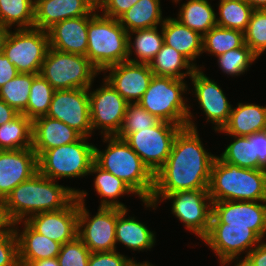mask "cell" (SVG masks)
<instances>
[{"instance_id":"cell-1","label":"cell","mask_w":266,"mask_h":266,"mask_svg":"<svg viewBox=\"0 0 266 266\" xmlns=\"http://www.w3.org/2000/svg\"><path fill=\"white\" fill-rule=\"evenodd\" d=\"M216 157L204 149L197 129L182 127L165 164L154 174L153 194L208 189Z\"/></svg>"},{"instance_id":"cell-2","label":"cell","mask_w":266,"mask_h":266,"mask_svg":"<svg viewBox=\"0 0 266 266\" xmlns=\"http://www.w3.org/2000/svg\"><path fill=\"white\" fill-rule=\"evenodd\" d=\"M56 181L35 173L16 186L5 198L7 210L16 223L31 215L66 208L75 198L77 190L62 186Z\"/></svg>"},{"instance_id":"cell-3","label":"cell","mask_w":266,"mask_h":266,"mask_svg":"<svg viewBox=\"0 0 266 266\" xmlns=\"http://www.w3.org/2000/svg\"><path fill=\"white\" fill-rule=\"evenodd\" d=\"M107 149L95 146L94 162L103 170L122 179L141 201L150 200L154 190V174L142 162L139 155L118 136H104Z\"/></svg>"},{"instance_id":"cell-4","label":"cell","mask_w":266,"mask_h":266,"mask_svg":"<svg viewBox=\"0 0 266 266\" xmlns=\"http://www.w3.org/2000/svg\"><path fill=\"white\" fill-rule=\"evenodd\" d=\"M208 191L212 201H266V170L242 168L216 157Z\"/></svg>"},{"instance_id":"cell-5","label":"cell","mask_w":266,"mask_h":266,"mask_svg":"<svg viewBox=\"0 0 266 266\" xmlns=\"http://www.w3.org/2000/svg\"><path fill=\"white\" fill-rule=\"evenodd\" d=\"M98 12V9L95 10L88 22L86 57L101 73L128 60V32L119 20L99 15Z\"/></svg>"},{"instance_id":"cell-6","label":"cell","mask_w":266,"mask_h":266,"mask_svg":"<svg viewBox=\"0 0 266 266\" xmlns=\"http://www.w3.org/2000/svg\"><path fill=\"white\" fill-rule=\"evenodd\" d=\"M187 90L184 80L154 75L138 103L161 121L197 129L190 106L182 97Z\"/></svg>"},{"instance_id":"cell-7","label":"cell","mask_w":266,"mask_h":266,"mask_svg":"<svg viewBox=\"0 0 266 266\" xmlns=\"http://www.w3.org/2000/svg\"><path fill=\"white\" fill-rule=\"evenodd\" d=\"M95 145L87 137L44 151L38 158V172L56 181L58 178L84 177L94 163Z\"/></svg>"},{"instance_id":"cell-8","label":"cell","mask_w":266,"mask_h":266,"mask_svg":"<svg viewBox=\"0 0 266 266\" xmlns=\"http://www.w3.org/2000/svg\"><path fill=\"white\" fill-rule=\"evenodd\" d=\"M100 72L83 55L48 48L40 74L55 90L89 89Z\"/></svg>"},{"instance_id":"cell-9","label":"cell","mask_w":266,"mask_h":266,"mask_svg":"<svg viewBox=\"0 0 266 266\" xmlns=\"http://www.w3.org/2000/svg\"><path fill=\"white\" fill-rule=\"evenodd\" d=\"M172 200V213L202 240L210 229L212 199L208 189L178 191L169 194H152L150 200L143 201L146 207L156 208L162 200ZM158 202V203H157Z\"/></svg>"},{"instance_id":"cell-10","label":"cell","mask_w":266,"mask_h":266,"mask_svg":"<svg viewBox=\"0 0 266 266\" xmlns=\"http://www.w3.org/2000/svg\"><path fill=\"white\" fill-rule=\"evenodd\" d=\"M49 48V35L45 30H7L2 42V53L15 65L19 73L40 74Z\"/></svg>"},{"instance_id":"cell-11","label":"cell","mask_w":266,"mask_h":266,"mask_svg":"<svg viewBox=\"0 0 266 266\" xmlns=\"http://www.w3.org/2000/svg\"><path fill=\"white\" fill-rule=\"evenodd\" d=\"M86 196V191L77 190V237L89 248L91 253L116 250L117 207H99L96 215L90 217L84 204Z\"/></svg>"},{"instance_id":"cell-12","label":"cell","mask_w":266,"mask_h":266,"mask_svg":"<svg viewBox=\"0 0 266 266\" xmlns=\"http://www.w3.org/2000/svg\"><path fill=\"white\" fill-rule=\"evenodd\" d=\"M182 126L161 121L158 125L130 133L124 140L155 174L166 162L174 138Z\"/></svg>"},{"instance_id":"cell-13","label":"cell","mask_w":266,"mask_h":266,"mask_svg":"<svg viewBox=\"0 0 266 266\" xmlns=\"http://www.w3.org/2000/svg\"><path fill=\"white\" fill-rule=\"evenodd\" d=\"M46 116L60 120L82 137L90 138L93 129L90 119L89 89L55 90Z\"/></svg>"},{"instance_id":"cell-14","label":"cell","mask_w":266,"mask_h":266,"mask_svg":"<svg viewBox=\"0 0 266 266\" xmlns=\"http://www.w3.org/2000/svg\"><path fill=\"white\" fill-rule=\"evenodd\" d=\"M90 89V119L93 131L101 128V135H117L129 103L105 79L100 88L94 91Z\"/></svg>"},{"instance_id":"cell-15","label":"cell","mask_w":266,"mask_h":266,"mask_svg":"<svg viewBox=\"0 0 266 266\" xmlns=\"http://www.w3.org/2000/svg\"><path fill=\"white\" fill-rule=\"evenodd\" d=\"M202 241L214 251L223 266H228L234 260L238 261L241 252H246L244 257H247L262 240L248 227L210 223L208 234Z\"/></svg>"},{"instance_id":"cell-16","label":"cell","mask_w":266,"mask_h":266,"mask_svg":"<svg viewBox=\"0 0 266 266\" xmlns=\"http://www.w3.org/2000/svg\"><path fill=\"white\" fill-rule=\"evenodd\" d=\"M211 223L248 227L261 240L266 235V201H212ZM261 202V203H260Z\"/></svg>"},{"instance_id":"cell-17","label":"cell","mask_w":266,"mask_h":266,"mask_svg":"<svg viewBox=\"0 0 266 266\" xmlns=\"http://www.w3.org/2000/svg\"><path fill=\"white\" fill-rule=\"evenodd\" d=\"M26 222L38 233L63 245L77 237L78 199L66 208L31 215Z\"/></svg>"},{"instance_id":"cell-18","label":"cell","mask_w":266,"mask_h":266,"mask_svg":"<svg viewBox=\"0 0 266 266\" xmlns=\"http://www.w3.org/2000/svg\"><path fill=\"white\" fill-rule=\"evenodd\" d=\"M105 80L128 102L137 103L154 76L149 64L124 61L108 67Z\"/></svg>"},{"instance_id":"cell-19","label":"cell","mask_w":266,"mask_h":266,"mask_svg":"<svg viewBox=\"0 0 266 266\" xmlns=\"http://www.w3.org/2000/svg\"><path fill=\"white\" fill-rule=\"evenodd\" d=\"M200 69H196L191 78L195 97L201 110L206 115L207 122L215 125V132L221 130L228 122L232 111V105L227 100L219 85L207 77Z\"/></svg>"},{"instance_id":"cell-20","label":"cell","mask_w":266,"mask_h":266,"mask_svg":"<svg viewBox=\"0 0 266 266\" xmlns=\"http://www.w3.org/2000/svg\"><path fill=\"white\" fill-rule=\"evenodd\" d=\"M38 172L37 155L32 148L0 150V197Z\"/></svg>"},{"instance_id":"cell-21","label":"cell","mask_w":266,"mask_h":266,"mask_svg":"<svg viewBox=\"0 0 266 266\" xmlns=\"http://www.w3.org/2000/svg\"><path fill=\"white\" fill-rule=\"evenodd\" d=\"M90 20L91 15H86L55 23L47 30L49 47L64 53L86 56Z\"/></svg>"},{"instance_id":"cell-22","label":"cell","mask_w":266,"mask_h":266,"mask_svg":"<svg viewBox=\"0 0 266 266\" xmlns=\"http://www.w3.org/2000/svg\"><path fill=\"white\" fill-rule=\"evenodd\" d=\"M95 10L88 0H35L33 28L47 31L57 22L91 15Z\"/></svg>"},{"instance_id":"cell-23","label":"cell","mask_w":266,"mask_h":266,"mask_svg":"<svg viewBox=\"0 0 266 266\" xmlns=\"http://www.w3.org/2000/svg\"><path fill=\"white\" fill-rule=\"evenodd\" d=\"M82 136L60 120L41 116L32 121V149L37 158L46 150L78 141Z\"/></svg>"},{"instance_id":"cell-24","label":"cell","mask_w":266,"mask_h":266,"mask_svg":"<svg viewBox=\"0 0 266 266\" xmlns=\"http://www.w3.org/2000/svg\"><path fill=\"white\" fill-rule=\"evenodd\" d=\"M22 222L24 228L22 232H19L17 227ZM15 226L20 266H28L30 263L42 259L57 258L61 248L60 243L38 233L26 221L16 222Z\"/></svg>"},{"instance_id":"cell-25","label":"cell","mask_w":266,"mask_h":266,"mask_svg":"<svg viewBox=\"0 0 266 266\" xmlns=\"http://www.w3.org/2000/svg\"><path fill=\"white\" fill-rule=\"evenodd\" d=\"M164 44L180 52L196 69V58L202 54V39L198 32L186 27L179 20L167 17L161 25Z\"/></svg>"},{"instance_id":"cell-26","label":"cell","mask_w":266,"mask_h":266,"mask_svg":"<svg viewBox=\"0 0 266 266\" xmlns=\"http://www.w3.org/2000/svg\"><path fill=\"white\" fill-rule=\"evenodd\" d=\"M266 130V106L238 103L221 130L230 136H249Z\"/></svg>"},{"instance_id":"cell-27","label":"cell","mask_w":266,"mask_h":266,"mask_svg":"<svg viewBox=\"0 0 266 266\" xmlns=\"http://www.w3.org/2000/svg\"><path fill=\"white\" fill-rule=\"evenodd\" d=\"M128 209L117 207V222L115 226L116 244L119 242L133 251L148 250L155 245V234L134 217L127 216Z\"/></svg>"},{"instance_id":"cell-28","label":"cell","mask_w":266,"mask_h":266,"mask_svg":"<svg viewBox=\"0 0 266 266\" xmlns=\"http://www.w3.org/2000/svg\"><path fill=\"white\" fill-rule=\"evenodd\" d=\"M160 0H138L118 20L129 33L138 29H149L162 25Z\"/></svg>"},{"instance_id":"cell-29","label":"cell","mask_w":266,"mask_h":266,"mask_svg":"<svg viewBox=\"0 0 266 266\" xmlns=\"http://www.w3.org/2000/svg\"><path fill=\"white\" fill-rule=\"evenodd\" d=\"M92 173H96L97 175L94 179L95 191L102 197L99 207H118L126 209V206L119 202L117 198L124 194H135V192L122 179L103 170L95 162L91 166L89 175Z\"/></svg>"},{"instance_id":"cell-30","label":"cell","mask_w":266,"mask_h":266,"mask_svg":"<svg viewBox=\"0 0 266 266\" xmlns=\"http://www.w3.org/2000/svg\"><path fill=\"white\" fill-rule=\"evenodd\" d=\"M155 76L173 77L184 80L192 76L196 68L176 49L163 43L161 50L149 64ZM181 69L187 71L181 72Z\"/></svg>"},{"instance_id":"cell-31","label":"cell","mask_w":266,"mask_h":266,"mask_svg":"<svg viewBox=\"0 0 266 266\" xmlns=\"http://www.w3.org/2000/svg\"><path fill=\"white\" fill-rule=\"evenodd\" d=\"M180 7L176 18L186 27L204 36L210 29L217 26L216 13L209 0H188Z\"/></svg>"},{"instance_id":"cell-32","label":"cell","mask_w":266,"mask_h":266,"mask_svg":"<svg viewBox=\"0 0 266 266\" xmlns=\"http://www.w3.org/2000/svg\"><path fill=\"white\" fill-rule=\"evenodd\" d=\"M158 28L138 29L128 33V61L135 63L150 64L155 55L161 50L164 43L163 31L158 32ZM131 33L136 34L132 43ZM133 48V49H132ZM134 50V51H133ZM132 52L138 58L131 59ZM131 55V56H130Z\"/></svg>"},{"instance_id":"cell-33","label":"cell","mask_w":266,"mask_h":266,"mask_svg":"<svg viewBox=\"0 0 266 266\" xmlns=\"http://www.w3.org/2000/svg\"><path fill=\"white\" fill-rule=\"evenodd\" d=\"M32 148V120L19 113L11 121L0 125V150Z\"/></svg>"},{"instance_id":"cell-34","label":"cell","mask_w":266,"mask_h":266,"mask_svg":"<svg viewBox=\"0 0 266 266\" xmlns=\"http://www.w3.org/2000/svg\"><path fill=\"white\" fill-rule=\"evenodd\" d=\"M34 0H0V26L30 29L34 26ZM14 24V25H13Z\"/></svg>"},{"instance_id":"cell-35","label":"cell","mask_w":266,"mask_h":266,"mask_svg":"<svg viewBox=\"0 0 266 266\" xmlns=\"http://www.w3.org/2000/svg\"><path fill=\"white\" fill-rule=\"evenodd\" d=\"M245 44L244 32L215 26L202 39V52L218 57L227 51Z\"/></svg>"},{"instance_id":"cell-36","label":"cell","mask_w":266,"mask_h":266,"mask_svg":"<svg viewBox=\"0 0 266 266\" xmlns=\"http://www.w3.org/2000/svg\"><path fill=\"white\" fill-rule=\"evenodd\" d=\"M231 142L224 152L217 156L222 162L242 168L258 169V157H255L254 133L249 136H231Z\"/></svg>"},{"instance_id":"cell-37","label":"cell","mask_w":266,"mask_h":266,"mask_svg":"<svg viewBox=\"0 0 266 266\" xmlns=\"http://www.w3.org/2000/svg\"><path fill=\"white\" fill-rule=\"evenodd\" d=\"M217 26L245 32L254 9L244 0H230L218 4ZM219 17V18H218Z\"/></svg>"},{"instance_id":"cell-38","label":"cell","mask_w":266,"mask_h":266,"mask_svg":"<svg viewBox=\"0 0 266 266\" xmlns=\"http://www.w3.org/2000/svg\"><path fill=\"white\" fill-rule=\"evenodd\" d=\"M38 74L19 73L0 88V99L22 113L27 108L30 88Z\"/></svg>"},{"instance_id":"cell-39","label":"cell","mask_w":266,"mask_h":266,"mask_svg":"<svg viewBox=\"0 0 266 266\" xmlns=\"http://www.w3.org/2000/svg\"><path fill=\"white\" fill-rule=\"evenodd\" d=\"M55 89L41 75L38 74L31 85L27 108L22 112L32 121L38 117L46 116Z\"/></svg>"},{"instance_id":"cell-40","label":"cell","mask_w":266,"mask_h":266,"mask_svg":"<svg viewBox=\"0 0 266 266\" xmlns=\"http://www.w3.org/2000/svg\"><path fill=\"white\" fill-rule=\"evenodd\" d=\"M160 122L158 117L147 112L138 102H132L126 108L123 124L116 136L125 139L130 133L156 126Z\"/></svg>"},{"instance_id":"cell-41","label":"cell","mask_w":266,"mask_h":266,"mask_svg":"<svg viewBox=\"0 0 266 266\" xmlns=\"http://www.w3.org/2000/svg\"><path fill=\"white\" fill-rule=\"evenodd\" d=\"M217 58V63L221 70L231 76L245 73L248 67L258 59L246 44L242 47L231 49Z\"/></svg>"},{"instance_id":"cell-42","label":"cell","mask_w":266,"mask_h":266,"mask_svg":"<svg viewBox=\"0 0 266 266\" xmlns=\"http://www.w3.org/2000/svg\"><path fill=\"white\" fill-rule=\"evenodd\" d=\"M244 37L245 44L258 58L266 51V9L252 12Z\"/></svg>"},{"instance_id":"cell-43","label":"cell","mask_w":266,"mask_h":266,"mask_svg":"<svg viewBox=\"0 0 266 266\" xmlns=\"http://www.w3.org/2000/svg\"><path fill=\"white\" fill-rule=\"evenodd\" d=\"M90 254L89 248L76 237L61 245L57 259L60 266H88Z\"/></svg>"},{"instance_id":"cell-44","label":"cell","mask_w":266,"mask_h":266,"mask_svg":"<svg viewBox=\"0 0 266 266\" xmlns=\"http://www.w3.org/2000/svg\"><path fill=\"white\" fill-rule=\"evenodd\" d=\"M0 266H20L15 230L0 234Z\"/></svg>"},{"instance_id":"cell-45","label":"cell","mask_w":266,"mask_h":266,"mask_svg":"<svg viewBox=\"0 0 266 266\" xmlns=\"http://www.w3.org/2000/svg\"><path fill=\"white\" fill-rule=\"evenodd\" d=\"M116 250L94 252L90 254L88 266H126L132 259H128Z\"/></svg>"},{"instance_id":"cell-46","label":"cell","mask_w":266,"mask_h":266,"mask_svg":"<svg viewBox=\"0 0 266 266\" xmlns=\"http://www.w3.org/2000/svg\"><path fill=\"white\" fill-rule=\"evenodd\" d=\"M137 1L138 0H103L97 9H101L103 15L118 20Z\"/></svg>"},{"instance_id":"cell-47","label":"cell","mask_w":266,"mask_h":266,"mask_svg":"<svg viewBox=\"0 0 266 266\" xmlns=\"http://www.w3.org/2000/svg\"><path fill=\"white\" fill-rule=\"evenodd\" d=\"M255 157H258V169L266 170V130L254 133Z\"/></svg>"},{"instance_id":"cell-48","label":"cell","mask_w":266,"mask_h":266,"mask_svg":"<svg viewBox=\"0 0 266 266\" xmlns=\"http://www.w3.org/2000/svg\"><path fill=\"white\" fill-rule=\"evenodd\" d=\"M19 74L17 68L0 52V88Z\"/></svg>"},{"instance_id":"cell-49","label":"cell","mask_w":266,"mask_h":266,"mask_svg":"<svg viewBox=\"0 0 266 266\" xmlns=\"http://www.w3.org/2000/svg\"><path fill=\"white\" fill-rule=\"evenodd\" d=\"M14 230L15 222L8 213L6 200L0 197V234Z\"/></svg>"},{"instance_id":"cell-50","label":"cell","mask_w":266,"mask_h":266,"mask_svg":"<svg viewBox=\"0 0 266 266\" xmlns=\"http://www.w3.org/2000/svg\"><path fill=\"white\" fill-rule=\"evenodd\" d=\"M254 266H266V242L261 241L246 257Z\"/></svg>"},{"instance_id":"cell-51","label":"cell","mask_w":266,"mask_h":266,"mask_svg":"<svg viewBox=\"0 0 266 266\" xmlns=\"http://www.w3.org/2000/svg\"><path fill=\"white\" fill-rule=\"evenodd\" d=\"M18 114L19 112H17L13 107L9 106L6 102L0 99V125L11 121Z\"/></svg>"},{"instance_id":"cell-52","label":"cell","mask_w":266,"mask_h":266,"mask_svg":"<svg viewBox=\"0 0 266 266\" xmlns=\"http://www.w3.org/2000/svg\"><path fill=\"white\" fill-rule=\"evenodd\" d=\"M28 266H60L57 258L42 259L39 261H34Z\"/></svg>"},{"instance_id":"cell-53","label":"cell","mask_w":266,"mask_h":266,"mask_svg":"<svg viewBox=\"0 0 266 266\" xmlns=\"http://www.w3.org/2000/svg\"><path fill=\"white\" fill-rule=\"evenodd\" d=\"M246 1L254 10L266 9V0H244Z\"/></svg>"},{"instance_id":"cell-54","label":"cell","mask_w":266,"mask_h":266,"mask_svg":"<svg viewBox=\"0 0 266 266\" xmlns=\"http://www.w3.org/2000/svg\"><path fill=\"white\" fill-rule=\"evenodd\" d=\"M126 266H153L152 264H150V262H143V263H140V262H136L135 260H132L126 265Z\"/></svg>"},{"instance_id":"cell-55","label":"cell","mask_w":266,"mask_h":266,"mask_svg":"<svg viewBox=\"0 0 266 266\" xmlns=\"http://www.w3.org/2000/svg\"><path fill=\"white\" fill-rule=\"evenodd\" d=\"M235 266H254L246 257H244L242 260H239V263H236Z\"/></svg>"},{"instance_id":"cell-56","label":"cell","mask_w":266,"mask_h":266,"mask_svg":"<svg viewBox=\"0 0 266 266\" xmlns=\"http://www.w3.org/2000/svg\"><path fill=\"white\" fill-rule=\"evenodd\" d=\"M7 32V29L0 26V52H1V49H2V42H3V39L5 37V34Z\"/></svg>"},{"instance_id":"cell-57","label":"cell","mask_w":266,"mask_h":266,"mask_svg":"<svg viewBox=\"0 0 266 266\" xmlns=\"http://www.w3.org/2000/svg\"><path fill=\"white\" fill-rule=\"evenodd\" d=\"M90 1L96 8L102 3L103 0H88Z\"/></svg>"},{"instance_id":"cell-58","label":"cell","mask_w":266,"mask_h":266,"mask_svg":"<svg viewBox=\"0 0 266 266\" xmlns=\"http://www.w3.org/2000/svg\"><path fill=\"white\" fill-rule=\"evenodd\" d=\"M224 1H230V0H220V2H219V3H221V2H224Z\"/></svg>"}]
</instances>
